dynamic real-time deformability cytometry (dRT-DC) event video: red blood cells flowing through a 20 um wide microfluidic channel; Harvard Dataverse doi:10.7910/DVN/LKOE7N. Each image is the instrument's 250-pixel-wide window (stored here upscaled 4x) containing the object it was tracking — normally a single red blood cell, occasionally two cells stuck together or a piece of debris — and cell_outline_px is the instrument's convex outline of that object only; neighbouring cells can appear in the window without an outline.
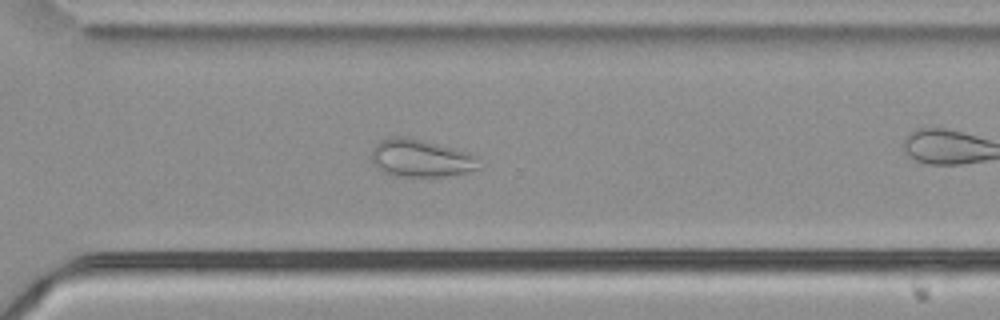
{"species": "common noctule bat (a hibernating species)", "species_latin": "Nyctalus noctula", "temperature_condition": "cold", "stored_images_in_passage": 34, "camera_frame_rate_fps": 3000, "um_per_image_px": 0.085, "animal": {"sex": "male", "body_mass_g": 21.5, "forearm_length_mm": 52.0}, "frame": {"image": 1, "passage_image": 29, "time_ms": 9.333, "image_size_px": [1000, 320], "cell_outline_px": [[484, 168], [468, 172], [444, 176], [396, 176], [384, 172], [376, 168], [372, 164], [372, 148], [376, 144], [392, 136], [408, 136], [468, 152], [476, 156]], "centroid_in_image_um": [35.8, 13.45], "position_along_channel_um": 334.8, "area_um2": 23.76}}